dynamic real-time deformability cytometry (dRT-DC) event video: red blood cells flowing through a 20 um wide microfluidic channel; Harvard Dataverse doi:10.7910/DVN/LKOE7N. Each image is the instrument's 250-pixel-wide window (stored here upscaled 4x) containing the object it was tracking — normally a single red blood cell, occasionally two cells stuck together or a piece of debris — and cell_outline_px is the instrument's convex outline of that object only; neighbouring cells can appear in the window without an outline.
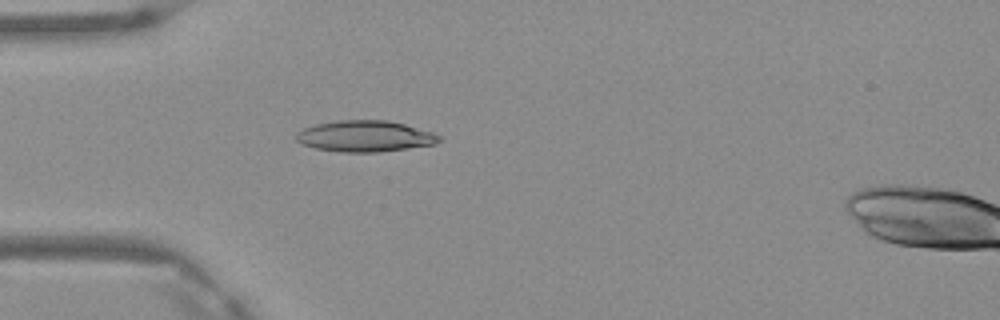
{"species": "Egyptian fruit bat (a non-hibernating species)", "species_latin": "Rousettus aegyptiacus", "temperature_condition": "warm", "stored_images_in_passage": 5, "camera_frame_rate_fps": 3000, "um_per_image_px": 0.085, "frame": {"image": 1, "passage_image": 4, "time_ms": 1.0, "image_size_px": [1000, 320], "cell_outline_px": [[440, 140], [436, 144], [380, 152], [340, 152], [316, 148], [304, 144], [296, 140], [296, 132], [304, 128], [316, 124], [340, 120], [388, 120], [404, 124], [432, 132], [440, 136]], "centroid_in_image_um": [31.03, 11.58], "position_along_channel_um": 54.0, "area_um2": 25.84}}